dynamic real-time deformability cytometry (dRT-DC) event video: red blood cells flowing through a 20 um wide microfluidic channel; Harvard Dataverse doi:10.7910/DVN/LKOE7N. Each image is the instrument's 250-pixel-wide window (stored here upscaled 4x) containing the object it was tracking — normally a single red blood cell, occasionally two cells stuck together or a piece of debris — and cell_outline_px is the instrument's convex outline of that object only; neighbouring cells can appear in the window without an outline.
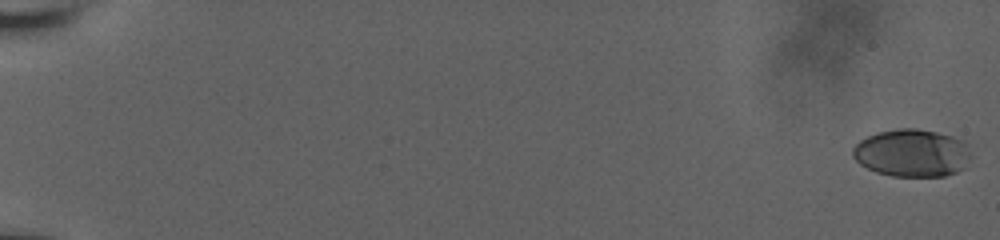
{"species": "human", "species_latin": "Homo sapiens", "temperature_condition": "room temperature", "stored_images_in_passage": 59, "camera_frame_rate_fps": 3000, "um_per_image_px": 0.085, "donor": {"sex": "male"}, "frame": {"image": 1, "passage_image": 1, "time_ms": 0.0, "image_size_px": [1000, 240], "cell_outline_px": [[972, 156], [968, 168], [944, 176], [892, 176], [876, 172], [860, 164], [852, 156], [852, 148], [860, 140], [868, 136], [880, 132], [900, 128], [916, 128], [936, 132], [952, 136], [960, 140], [964, 144]], "centroid_in_image_um": [77.54, 13.02], "position_along_channel_um": 7.5, "area_um2": 32.89}}
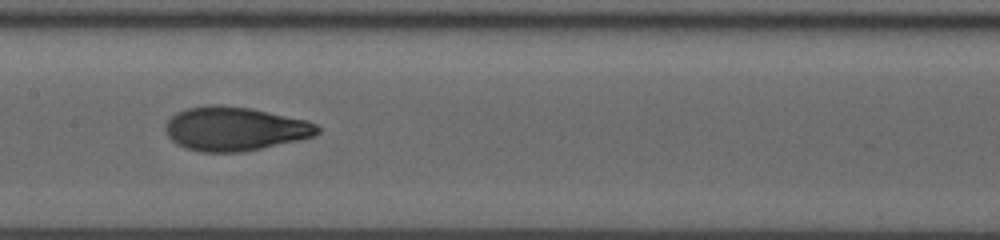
{"frame": {"image": 2, "passage_image": 33, "time_ms": 10.667, "image_size_px": [1000, 240], "cell_outline_px": [[320, 132], [316, 136], [300, 140], [240, 152], [200, 152], [184, 148], [176, 144], [168, 136], [164, 128], [168, 120], [176, 112], [188, 108], [204, 104], [220, 104], [252, 108], [308, 120], [316, 124], [320, 128]], "centroid_in_image_um": [19.96, 10.93], "position_along_channel_um": 187.4, "area_um2": 39.3}}
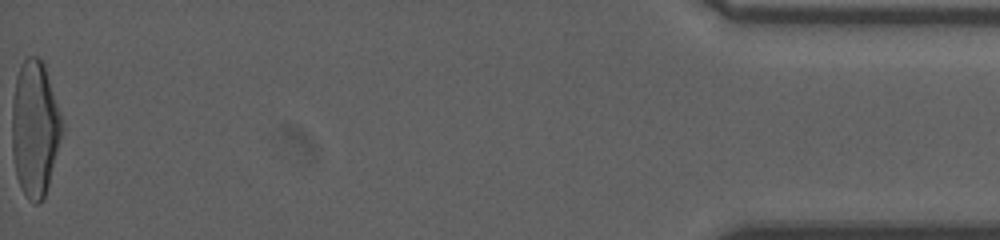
{"frame": {"image": 3, "passage_image": 59, "time_ms": 19.333, "image_size_px": [1000, 240], "cell_outline_px": [[60, 136], [44, 200], [36, 204], [28, 200], [16, 176], [12, 152], [12, 100], [16, 76], [20, 64], [28, 56], [36, 56], [44, 64], [60, 112]], "centroid_in_image_um": [2.92, 10.91], "position_along_channel_um": 432.3, "area_um2": 38.9}, "authors_computed_cell_mechanics": {"area_um2": 37.2232, "velocity_mm_per_s": 3.8479, "shape_relaxation_time_tau1_ms": 4.8963, "shape_relaxation_time_tau2_ms": 1.1596, "deformation_change_tau1": 0.2192, "deformation_change_tau2": 0.0707}}